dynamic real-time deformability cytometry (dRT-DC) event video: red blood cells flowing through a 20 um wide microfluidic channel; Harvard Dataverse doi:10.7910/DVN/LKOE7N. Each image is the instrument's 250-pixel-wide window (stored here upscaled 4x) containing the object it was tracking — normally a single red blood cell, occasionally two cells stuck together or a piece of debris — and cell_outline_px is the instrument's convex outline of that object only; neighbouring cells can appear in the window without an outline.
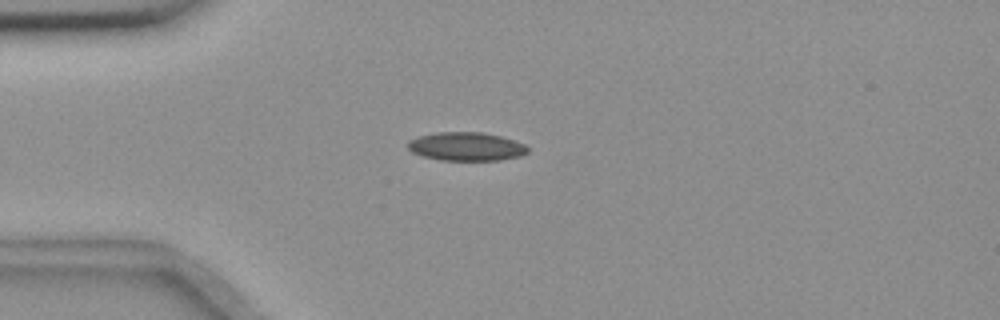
{"species": "common noctule bat (a hibernating species)", "species_latin": "Nyctalus noctula", "temperature_condition": "room temperature", "stored_images_in_passage": 44, "camera_frame_rate_fps": 3000, "um_per_image_px": 0.085, "animal": {"sex": "female", "body_mass_g": 18.4}, "frame": {"image": 1, "passage_image": 3, "time_ms": 0.667, "image_size_px": [1000, 320], "cell_outline_px": [[528, 152], [520, 156], [500, 160], [440, 160], [424, 156], [412, 152], [408, 148], [408, 140], [416, 136], [436, 132], [480, 132], [500, 136], [524, 144], [528, 148]], "centroid_in_image_um": [39.6, 12.45], "position_along_channel_um": 45.4, "area_um2": 19.88}}
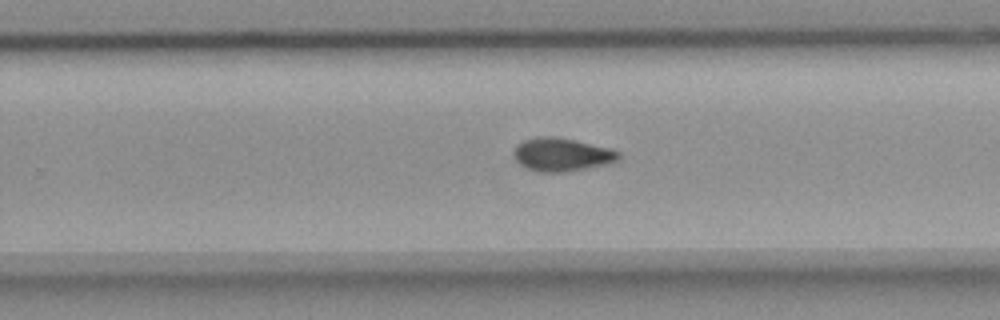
{"frame": {"image": 2, "passage_image": 24, "time_ms": 7.667, "image_size_px": [1000, 320], "cell_outline_px": [[620, 160], [604, 164], [564, 172], [540, 172], [528, 168], [520, 164], [516, 160], [512, 152], [516, 144], [524, 140], [536, 136], [556, 136], [576, 140], [612, 148], [620, 152]], "centroid_in_image_um": [47.74, 13.11], "position_along_channel_um": 282.1, "area_um2": 20.46}}
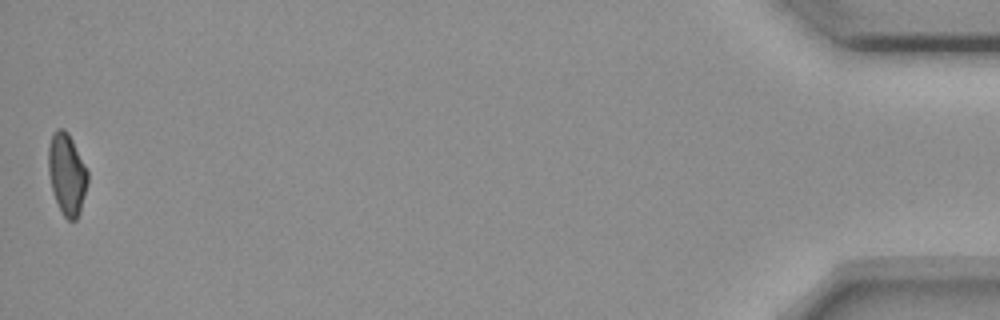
{"frame": {"image": 3, "passage_image": 44, "time_ms": 14.333, "image_size_px": [1000, 320], "cell_outline_px": [[88, 184], [80, 212], [76, 220], [68, 220], [64, 216], [52, 192], [48, 172], [48, 144], [52, 132], [56, 128], [64, 128], [68, 132], [88, 172]], "centroid_in_image_um": [5.67, 14.77], "position_along_channel_um": 429.5, "area_um2": 18.79}, "authors_computed_cell_mechanics": {"area_um2": 19.363, "velocity_mm_per_s": 3.6457, "shape_relaxation_time_tau1_ms": null, "shape_relaxation_time_tau2_ms": 5.3458, "deformation_change_tau1": null, "deformation_change_tau2": 0.0932}}